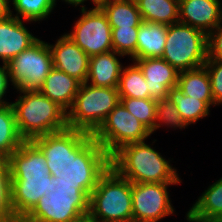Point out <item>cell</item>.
<instances>
[{"instance_id": "33", "label": "cell", "mask_w": 222, "mask_h": 222, "mask_svg": "<svg viewBox=\"0 0 222 222\" xmlns=\"http://www.w3.org/2000/svg\"><path fill=\"white\" fill-rule=\"evenodd\" d=\"M210 81L211 93L216 105H222V60H207L204 64Z\"/></svg>"}, {"instance_id": "26", "label": "cell", "mask_w": 222, "mask_h": 222, "mask_svg": "<svg viewBox=\"0 0 222 222\" xmlns=\"http://www.w3.org/2000/svg\"><path fill=\"white\" fill-rule=\"evenodd\" d=\"M167 98L176 105L180 117L187 126L195 124L210 113L211 106L206 101L185 95L178 86L168 90Z\"/></svg>"}, {"instance_id": "14", "label": "cell", "mask_w": 222, "mask_h": 222, "mask_svg": "<svg viewBox=\"0 0 222 222\" xmlns=\"http://www.w3.org/2000/svg\"><path fill=\"white\" fill-rule=\"evenodd\" d=\"M48 45L52 53L53 67L85 83L90 57L65 34L61 35L55 44Z\"/></svg>"}, {"instance_id": "17", "label": "cell", "mask_w": 222, "mask_h": 222, "mask_svg": "<svg viewBox=\"0 0 222 222\" xmlns=\"http://www.w3.org/2000/svg\"><path fill=\"white\" fill-rule=\"evenodd\" d=\"M25 20L10 16L0 21V60L7 64L39 38L25 27Z\"/></svg>"}, {"instance_id": "38", "label": "cell", "mask_w": 222, "mask_h": 222, "mask_svg": "<svg viewBox=\"0 0 222 222\" xmlns=\"http://www.w3.org/2000/svg\"><path fill=\"white\" fill-rule=\"evenodd\" d=\"M0 222H27L25 216H21L18 214H12L10 216L0 218Z\"/></svg>"}, {"instance_id": "35", "label": "cell", "mask_w": 222, "mask_h": 222, "mask_svg": "<svg viewBox=\"0 0 222 222\" xmlns=\"http://www.w3.org/2000/svg\"><path fill=\"white\" fill-rule=\"evenodd\" d=\"M10 79H9V73L7 64L3 63V65H0V106L9 104L11 102H8L5 100V94L7 93L8 87L10 85Z\"/></svg>"}, {"instance_id": "4", "label": "cell", "mask_w": 222, "mask_h": 222, "mask_svg": "<svg viewBox=\"0 0 222 222\" xmlns=\"http://www.w3.org/2000/svg\"><path fill=\"white\" fill-rule=\"evenodd\" d=\"M89 212L97 222H133L132 183L110 166L90 194Z\"/></svg>"}, {"instance_id": "36", "label": "cell", "mask_w": 222, "mask_h": 222, "mask_svg": "<svg viewBox=\"0 0 222 222\" xmlns=\"http://www.w3.org/2000/svg\"><path fill=\"white\" fill-rule=\"evenodd\" d=\"M10 0H0V21L11 16Z\"/></svg>"}, {"instance_id": "6", "label": "cell", "mask_w": 222, "mask_h": 222, "mask_svg": "<svg viewBox=\"0 0 222 222\" xmlns=\"http://www.w3.org/2000/svg\"><path fill=\"white\" fill-rule=\"evenodd\" d=\"M161 58L178 72L203 67L208 58V36L181 22L168 25Z\"/></svg>"}, {"instance_id": "21", "label": "cell", "mask_w": 222, "mask_h": 222, "mask_svg": "<svg viewBox=\"0 0 222 222\" xmlns=\"http://www.w3.org/2000/svg\"><path fill=\"white\" fill-rule=\"evenodd\" d=\"M177 86L187 96L206 101L210 106H217L211 93V81L206 68L181 71Z\"/></svg>"}, {"instance_id": "19", "label": "cell", "mask_w": 222, "mask_h": 222, "mask_svg": "<svg viewBox=\"0 0 222 222\" xmlns=\"http://www.w3.org/2000/svg\"><path fill=\"white\" fill-rule=\"evenodd\" d=\"M80 85L81 82L76 78L53 68L39 91L67 112L72 107Z\"/></svg>"}, {"instance_id": "39", "label": "cell", "mask_w": 222, "mask_h": 222, "mask_svg": "<svg viewBox=\"0 0 222 222\" xmlns=\"http://www.w3.org/2000/svg\"><path fill=\"white\" fill-rule=\"evenodd\" d=\"M55 1L57 3V0H55ZM61 1H64V2H66V4H69V5H72L75 7H77L79 5H82L80 7H85L84 2L88 1V0H61Z\"/></svg>"}, {"instance_id": "29", "label": "cell", "mask_w": 222, "mask_h": 222, "mask_svg": "<svg viewBox=\"0 0 222 222\" xmlns=\"http://www.w3.org/2000/svg\"><path fill=\"white\" fill-rule=\"evenodd\" d=\"M125 108L150 131L156 123V100L151 98H120Z\"/></svg>"}, {"instance_id": "2", "label": "cell", "mask_w": 222, "mask_h": 222, "mask_svg": "<svg viewBox=\"0 0 222 222\" xmlns=\"http://www.w3.org/2000/svg\"><path fill=\"white\" fill-rule=\"evenodd\" d=\"M170 161L143 141L122 146L110 157V166L131 183H181Z\"/></svg>"}, {"instance_id": "32", "label": "cell", "mask_w": 222, "mask_h": 222, "mask_svg": "<svg viewBox=\"0 0 222 222\" xmlns=\"http://www.w3.org/2000/svg\"><path fill=\"white\" fill-rule=\"evenodd\" d=\"M10 188V166L7 160H2L0 162V218L13 214Z\"/></svg>"}, {"instance_id": "24", "label": "cell", "mask_w": 222, "mask_h": 222, "mask_svg": "<svg viewBox=\"0 0 222 222\" xmlns=\"http://www.w3.org/2000/svg\"><path fill=\"white\" fill-rule=\"evenodd\" d=\"M100 8L111 28L139 27L143 22L135 0H110Z\"/></svg>"}, {"instance_id": "15", "label": "cell", "mask_w": 222, "mask_h": 222, "mask_svg": "<svg viewBox=\"0 0 222 222\" xmlns=\"http://www.w3.org/2000/svg\"><path fill=\"white\" fill-rule=\"evenodd\" d=\"M132 61L142 70L151 99H165L168 90L177 86L179 72L163 58H145Z\"/></svg>"}, {"instance_id": "41", "label": "cell", "mask_w": 222, "mask_h": 222, "mask_svg": "<svg viewBox=\"0 0 222 222\" xmlns=\"http://www.w3.org/2000/svg\"><path fill=\"white\" fill-rule=\"evenodd\" d=\"M108 1H110V0H92L91 2L95 5V7H100L102 4H104Z\"/></svg>"}, {"instance_id": "31", "label": "cell", "mask_w": 222, "mask_h": 222, "mask_svg": "<svg viewBox=\"0 0 222 222\" xmlns=\"http://www.w3.org/2000/svg\"><path fill=\"white\" fill-rule=\"evenodd\" d=\"M167 126V128H187L186 123L180 117V114L176 108V105L168 98L162 100H156V123L151 131V134L155 133L161 126Z\"/></svg>"}, {"instance_id": "12", "label": "cell", "mask_w": 222, "mask_h": 222, "mask_svg": "<svg viewBox=\"0 0 222 222\" xmlns=\"http://www.w3.org/2000/svg\"><path fill=\"white\" fill-rule=\"evenodd\" d=\"M55 190L51 175L35 178H11V206L14 214L26 216L39 199Z\"/></svg>"}, {"instance_id": "37", "label": "cell", "mask_w": 222, "mask_h": 222, "mask_svg": "<svg viewBox=\"0 0 222 222\" xmlns=\"http://www.w3.org/2000/svg\"><path fill=\"white\" fill-rule=\"evenodd\" d=\"M70 222H97L96 219L91 215L90 212L83 213L74 219H72Z\"/></svg>"}, {"instance_id": "27", "label": "cell", "mask_w": 222, "mask_h": 222, "mask_svg": "<svg viewBox=\"0 0 222 222\" xmlns=\"http://www.w3.org/2000/svg\"><path fill=\"white\" fill-rule=\"evenodd\" d=\"M147 88L143 72L134 61L131 65L123 66L118 85L120 98H151Z\"/></svg>"}, {"instance_id": "40", "label": "cell", "mask_w": 222, "mask_h": 222, "mask_svg": "<svg viewBox=\"0 0 222 222\" xmlns=\"http://www.w3.org/2000/svg\"><path fill=\"white\" fill-rule=\"evenodd\" d=\"M186 220L189 222H222V221H206L193 217L189 212L186 213Z\"/></svg>"}, {"instance_id": "34", "label": "cell", "mask_w": 222, "mask_h": 222, "mask_svg": "<svg viewBox=\"0 0 222 222\" xmlns=\"http://www.w3.org/2000/svg\"><path fill=\"white\" fill-rule=\"evenodd\" d=\"M207 60H222V23L208 35Z\"/></svg>"}, {"instance_id": "1", "label": "cell", "mask_w": 222, "mask_h": 222, "mask_svg": "<svg viewBox=\"0 0 222 222\" xmlns=\"http://www.w3.org/2000/svg\"><path fill=\"white\" fill-rule=\"evenodd\" d=\"M45 155L55 185L76 186L89 194L110 167V156L93 138L77 129L37 136L31 140Z\"/></svg>"}, {"instance_id": "5", "label": "cell", "mask_w": 222, "mask_h": 222, "mask_svg": "<svg viewBox=\"0 0 222 222\" xmlns=\"http://www.w3.org/2000/svg\"><path fill=\"white\" fill-rule=\"evenodd\" d=\"M119 102L118 88L81 83L72 107L67 111L68 128L93 134Z\"/></svg>"}, {"instance_id": "20", "label": "cell", "mask_w": 222, "mask_h": 222, "mask_svg": "<svg viewBox=\"0 0 222 222\" xmlns=\"http://www.w3.org/2000/svg\"><path fill=\"white\" fill-rule=\"evenodd\" d=\"M167 32L168 25L143 21L138 29L136 59L162 57Z\"/></svg>"}, {"instance_id": "28", "label": "cell", "mask_w": 222, "mask_h": 222, "mask_svg": "<svg viewBox=\"0 0 222 222\" xmlns=\"http://www.w3.org/2000/svg\"><path fill=\"white\" fill-rule=\"evenodd\" d=\"M15 14L11 11V16L23 19L27 22H37L45 20L56 7L55 0H10Z\"/></svg>"}, {"instance_id": "30", "label": "cell", "mask_w": 222, "mask_h": 222, "mask_svg": "<svg viewBox=\"0 0 222 222\" xmlns=\"http://www.w3.org/2000/svg\"><path fill=\"white\" fill-rule=\"evenodd\" d=\"M138 29L139 27L112 28L113 51L135 60Z\"/></svg>"}, {"instance_id": "9", "label": "cell", "mask_w": 222, "mask_h": 222, "mask_svg": "<svg viewBox=\"0 0 222 222\" xmlns=\"http://www.w3.org/2000/svg\"><path fill=\"white\" fill-rule=\"evenodd\" d=\"M92 135L111 157L124 145L145 141L151 131L119 102Z\"/></svg>"}, {"instance_id": "13", "label": "cell", "mask_w": 222, "mask_h": 222, "mask_svg": "<svg viewBox=\"0 0 222 222\" xmlns=\"http://www.w3.org/2000/svg\"><path fill=\"white\" fill-rule=\"evenodd\" d=\"M179 22L207 36L222 23L221 0H179Z\"/></svg>"}, {"instance_id": "10", "label": "cell", "mask_w": 222, "mask_h": 222, "mask_svg": "<svg viewBox=\"0 0 222 222\" xmlns=\"http://www.w3.org/2000/svg\"><path fill=\"white\" fill-rule=\"evenodd\" d=\"M81 16L65 35L89 57L113 50L112 28L100 7H81Z\"/></svg>"}, {"instance_id": "22", "label": "cell", "mask_w": 222, "mask_h": 222, "mask_svg": "<svg viewBox=\"0 0 222 222\" xmlns=\"http://www.w3.org/2000/svg\"><path fill=\"white\" fill-rule=\"evenodd\" d=\"M206 221H222V177L210 185L188 211Z\"/></svg>"}, {"instance_id": "18", "label": "cell", "mask_w": 222, "mask_h": 222, "mask_svg": "<svg viewBox=\"0 0 222 222\" xmlns=\"http://www.w3.org/2000/svg\"><path fill=\"white\" fill-rule=\"evenodd\" d=\"M119 56L123 57L112 50L90 57L86 83L95 87L118 88L123 69Z\"/></svg>"}, {"instance_id": "7", "label": "cell", "mask_w": 222, "mask_h": 222, "mask_svg": "<svg viewBox=\"0 0 222 222\" xmlns=\"http://www.w3.org/2000/svg\"><path fill=\"white\" fill-rule=\"evenodd\" d=\"M90 194L76 186L55 185V190L39 199L25 216L27 222H70L89 212Z\"/></svg>"}, {"instance_id": "25", "label": "cell", "mask_w": 222, "mask_h": 222, "mask_svg": "<svg viewBox=\"0 0 222 222\" xmlns=\"http://www.w3.org/2000/svg\"><path fill=\"white\" fill-rule=\"evenodd\" d=\"M19 134L11 103L0 106V158H7L24 142Z\"/></svg>"}, {"instance_id": "3", "label": "cell", "mask_w": 222, "mask_h": 222, "mask_svg": "<svg viewBox=\"0 0 222 222\" xmlns=\"http://www.w3.org/2000/svg\"><path fill=\"white\" fill-rule=\"evenodd\" d=\"M17 92L20 95L11 105L19 134L25 141L68 128L67 112L39 90Z\"/></svg>"}, {"instance_id": "11", "label": "cell", "mask_w": 222, "mask_h": 222, "mask_svg": "<svg viewBox=\"0 0 222 222\" xmlns=\"http://www.w3.org/2000/svg\"><path fill=\"white\" fill-rule=\"evenodd\" d=\"M180 183H132L133 222H159L174 214L168 187Z\"/></svg>"}, {"instance_id": "8", "label": "cell", "mask_w": 222, "mask_h": 222, "mask_svg": "<svg viewBox=\"0 0 222 222\" xmlns=\"http://www.w3.org/2000/svg\"><path fill=\"white\" fill-rule=\"evenodd\" d=\"M9 79L17 91L39 90L54 68L50 47L38 39L7 63Z\"/></svg>"}, {"instance_id": "23", "label": "cell", "mask_w": 222, "mask_h": 222, "mask_svg": "<svg viewBox=\"0 0 222 222\" xmlns=\"http://www.w3.org/2000/svg\"><path fill=\"white\" fill-rule=\"evenodd\" d=\"M142 21L171 25L179 22V0H135Z\"/></svg>"}, {"instance_id": "16", "label": "cell", "mask_w": 222, "mask_h": 222, "mask_svg": "<svg viewBox=\"0 0 222 222\" xmlns=\"http://www.w3.org/2000/svg\"><path fill=\"white\" fill-rule=\"evenodd\" d=\"M7 161L11 178H35L50 175L43 152L32 142L24 141Z\"/></svg>"}]
</instances>
